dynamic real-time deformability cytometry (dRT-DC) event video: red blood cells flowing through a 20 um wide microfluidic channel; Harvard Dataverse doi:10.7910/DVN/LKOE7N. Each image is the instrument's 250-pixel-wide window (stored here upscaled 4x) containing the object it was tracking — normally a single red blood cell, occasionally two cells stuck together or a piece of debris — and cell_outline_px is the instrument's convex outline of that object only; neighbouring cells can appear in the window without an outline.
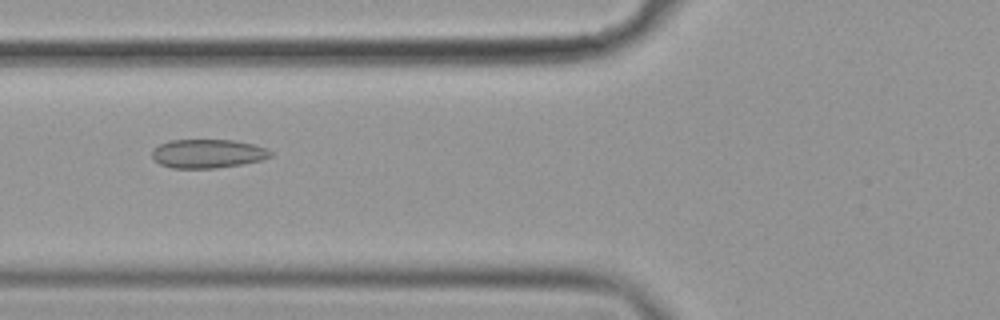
{"species": "common noctule bat (a hibernating species)", "species_latin": "Nyctalus noctula", "temperature_condition": "cold", "stored_images_in_passage": 43, "camera_frame_rate_fps": 3000, "um_per_image_px": 0.085, "animal": {"sex": "female", "body_mass_g": 19.9}, "frame": {"image": 1, "passage_image": 19, "time_ms": 6.0, "image_size_px": [1000, 320], "cell_outline_px": [[272, 156], [260, 160], [240, 164], [216, 168], [172, 168], [160, 164], [152, 156], [152, 148], [168, 140], [232, 140], [252, 144], [268, 148], [272, 152]], "centroid_in_image_um": [17.64, 13.05], "position_along_channel_um": 108.2, "area_um2": 19.83}}
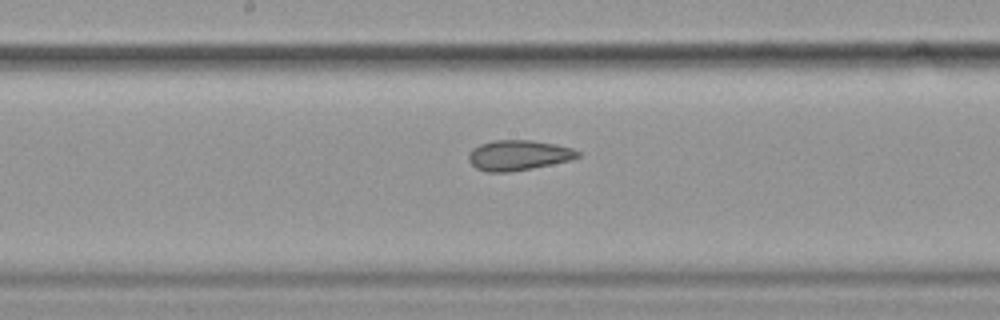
{"frame": {"image": 2, "passage_image": 27, "time_ms": 8.667, "image_size_px": [1000, 320], "cell_outline_px": [[580, 156], [568, 160], [552, 164], [532, 168], [508, 172], [484, 172], [476, 168], [468, 160], [468, 152], [472, 148], [480, 144], [492, 140], [532, 140], [556, 144], [572, 148], [580, 152]], "centroid_in_image_um": [44.02, 13.19], "position_along_channel_um": 204.2, "area_um2": 19.31}}
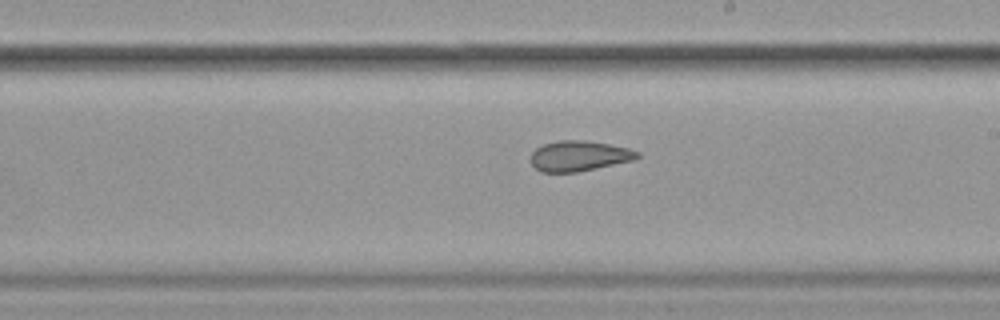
{"frame": {"image": 3, "passage_image": 30, "time_ms": 9.667, "image_size_px": [1000, 320], "cell_outline_px": [[640, 156], [636, 160], [576, 172], [540, 172], [532, 164], [532, 152], [536, 148], [544, 144], [560, 140], [584, 140], [608, 144], [628, 148], [640, 152]], "centroid_in_image_um": [49.25, 13.25], "position_along_channel_um": 239.7, "area_um2": 18.79}}